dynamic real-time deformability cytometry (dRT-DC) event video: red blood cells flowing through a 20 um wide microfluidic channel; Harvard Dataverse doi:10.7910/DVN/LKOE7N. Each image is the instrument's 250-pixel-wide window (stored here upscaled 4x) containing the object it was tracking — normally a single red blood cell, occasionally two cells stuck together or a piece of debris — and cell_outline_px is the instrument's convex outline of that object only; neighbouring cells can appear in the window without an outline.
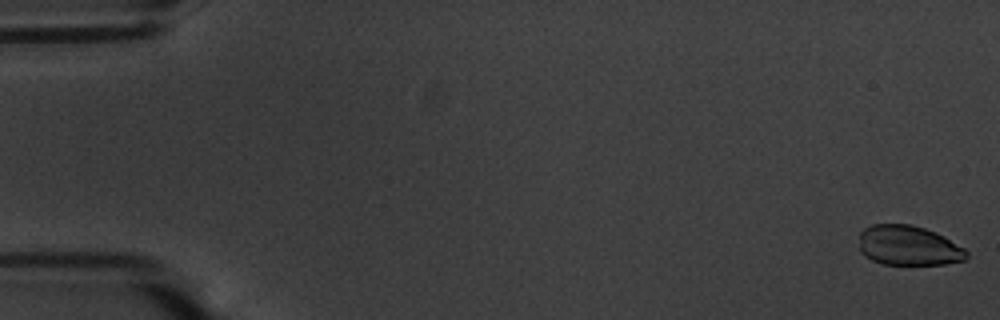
{"species": "common noctule bat (a hibernating species)", "species_latin": "Nyctalus noctula", "temperature_condition": "warm", "stored_images_in_passage": 56, "camera_frame_rate_fps": 3000, "um_per_image_px": 0.085, "animal": {"sex": "male", "body_mass_g": 20.1, "forearm_length_mm": 53.5}, "frame": {"image": 1, "passage_image": 1, "time_ms": 0.0, "image_size_px": [1000, 320], "cell_outline_px": [[968, 256], [964, 260], [944, 264], [884, 264], [872, 260], [864, 256], [860, 252], [860, 232], [864, 228], [872, 224], [912, 224], [924, 228], [944, 236], [964, 248], [968, 252]], "centroid_in_image_um": [77.21, 20.87], "position_along_channel_um": 7.8, "area_um2": 24.97}}
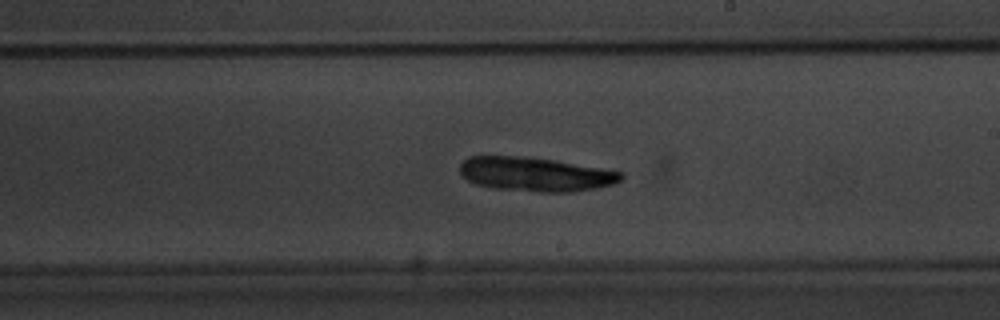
{"frame": {"image": 2, "passage_image": 33, "time_ms": 10.667, "image_size_px": [1000, 320], "cell_outline_px": [[624, 176], [616, 184], [600, 188], [572, 192], [536, 192], [492, 188], [472, 184], [460, 172], [460, 164], [468, 156], [524, 156], [556, 160], [624, 172]], "centroid_in_image_um": [45.54, 14.82], "position_along_channel_um": 243.5, "area_um2": 32.54}}
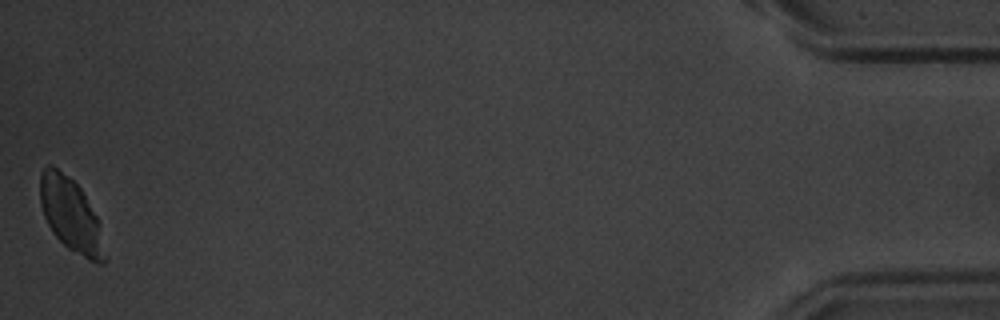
{"frame": {"image": 3, "passage_image": 56, "time_ms": 18.333, "image_size_px": [1000, 320], "cell_outline_px": [[108, 260], [104, 264], [96, 264], [88, 260], [68, 248], [52, 232], [44, 216], [40, 204], [40, 176], [44, 168], [48, 164], [52, 164], [68, 176], [80, 188], [96, 216], [108, 256]], "centroid_in_image_um": [6.04, 18.32], "position_along_channel_um": 429.2, "area_um2": 27.69}}